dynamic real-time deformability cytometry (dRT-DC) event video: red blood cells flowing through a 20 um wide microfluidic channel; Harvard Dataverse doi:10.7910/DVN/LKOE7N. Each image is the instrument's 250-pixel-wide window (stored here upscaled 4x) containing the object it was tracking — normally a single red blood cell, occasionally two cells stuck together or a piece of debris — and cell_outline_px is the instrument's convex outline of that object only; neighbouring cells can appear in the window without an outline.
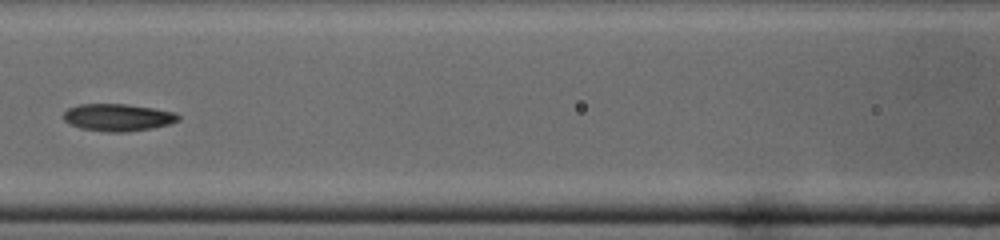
{"species": "common noctule bat (a hibernating species)", "species_latin": "Nyctalus noctula", "temperature_condition": "cold", "stored_images_in_passage": 37, "camera_frame_rate_fps": 3000, "um_per_image_px": 0.085, "animal": {"sex": "male", "body_mass_g": 19.0, "forearm_length_mm": 50.8}, "frame": {"image": 1, "passage_image": 14, "time_ms": 4.333, "image_size_px": [1000, 240], "cell_outline_px": [[180, 120], [168, 124], [152, 128], [124, 132], [104, 132], [80, 128], [64, 120], [64, 112], [68, 108], [80, 104], [124, 104], [152, 108], [172, 112], [180, 116]], "centroid_in_image_um": [10.0, 9.98], "position_along_channel_um": 156.6, "area_um2": 18.03}}
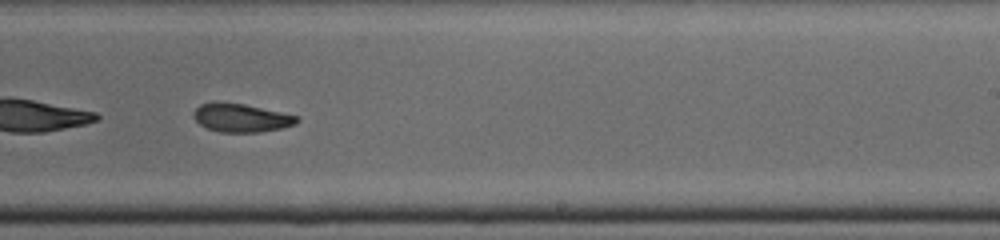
{"frame": {"image": 2, "passage_image": 21, "time_ms": 6.667, "image_size_px": [1000, 240], "cell_outline_px": [[300, 120], [296, 124], [280, 128], [260, 132], [220, 132], [208, 128], [200, 124], [192, 116], [192, 112], [200, 104], [216, 100], [244, 104], [300, 116]], "centroid_in_image_um": [20.48, 9.99], "position_along_channel_um": 268.5, "area_um2": 17.34}}
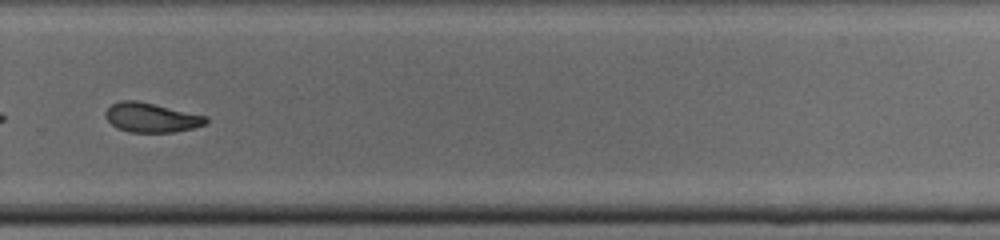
{"frame": {"image": 3, "passage_image": 24, "time_ms": 7.667, "image_size_px": [1000, 240], "cell_outline_px": [[208, 120], [204, 124], [192, 128], [176, 132], [128, 132], [116, 128], [104, 116], [104, 112], [112, 104], [120, 100], [136, 100], [208, 116]], "centroid_in_image_um": [12.84, 9.99], "position_along_channel_um": 317.0, "area_um2": 17.22}}